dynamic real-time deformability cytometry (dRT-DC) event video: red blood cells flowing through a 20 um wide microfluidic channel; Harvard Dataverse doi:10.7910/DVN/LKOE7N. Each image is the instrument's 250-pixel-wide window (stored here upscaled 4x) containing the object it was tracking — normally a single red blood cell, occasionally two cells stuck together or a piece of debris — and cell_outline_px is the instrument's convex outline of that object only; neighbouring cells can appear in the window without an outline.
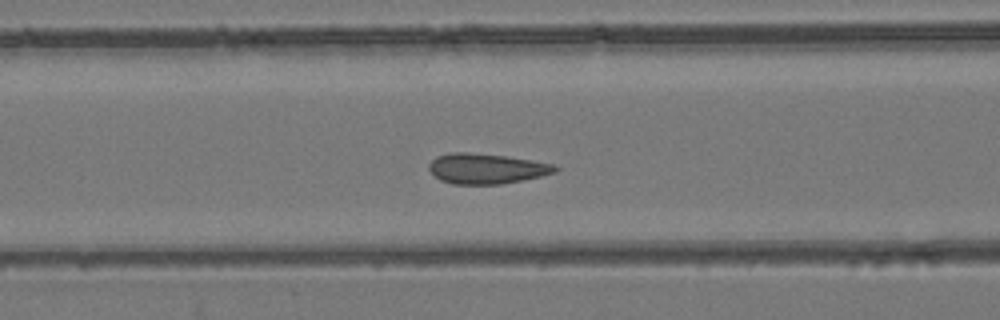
{"species": "common noctule bat (a hibernating species)", "species_latin": "Nyctalus noctula", "temperature_condition": "room temperature", "stored_images_in_passage": 51, "camera_frame_rate_fps": 3000, "um_per_image_px": 0.085, "animal": {"sex": "female", "body_mass_g": 24.6, "forearm_length_mm": 56.2}, "frame": {"image": 1, "passage_image": 19, "time_ms": 6.0, "image_size_px": [1000, 320], "cell_outline_px": [[560, 168], [556, 172], [540, 176], [500, 184], [452, 184], [440, 180], [428, 168], [428, 164], [436, 156], [448, 152], [468, 152], [504, 156], [532, 160], [552, 164]], "centroid_in_image_um": [41.31, 14.32], "position_along_channel_um": 125.3, "area_um2": 22.14}}
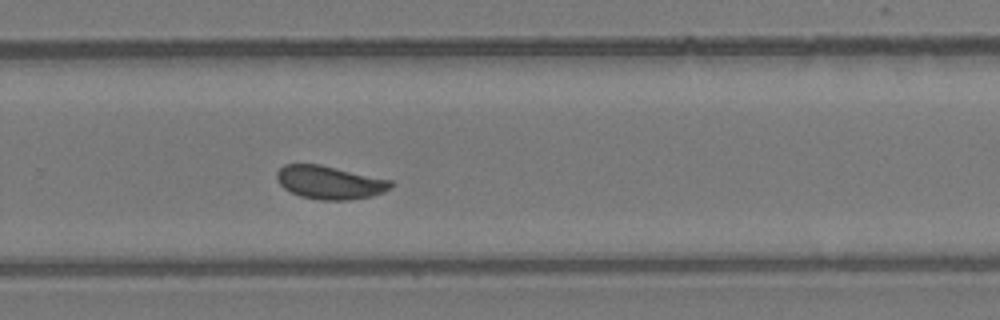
{"frame": {"image": 2, "passage_image": 33, "time_ms": 10.667, "image_size_px": [1000, 320], "cell_outline_px": [[396, 184], [392, 188], [384, 192], [372, 196], [348, 200], [320, 200], [300, 196], [284, 188], [280, 184], [276, 176], [276, 172], [284, 164], [320, 164], [392, 180]], "centroid_in_image_um": [28.06, 15.5], "position_along_channel_um": 301.7, "area_um2": 22.25}}
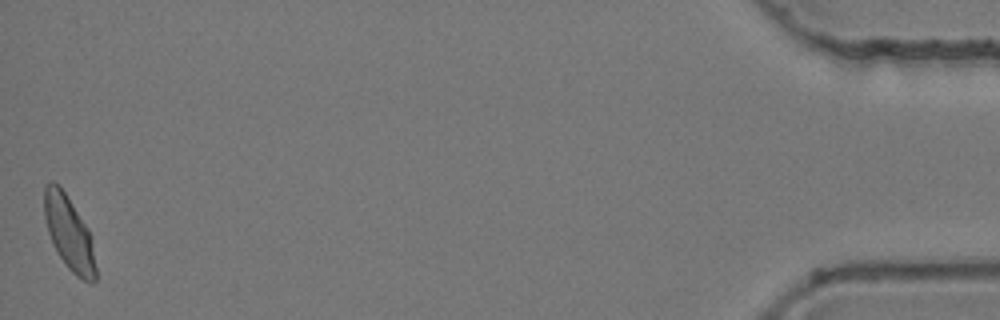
{"frame": {"image": 3, "passage_image": 51, "time_ms": 16.667, "image_size_px": [1000, 320], "cell_outline_px": [[96, 280], [92, 284], [76, 276], [68, 268], [52, 244], [48, 232], [44, 216], [44, 188], [52, 180], [60, 184], [88, 228], [92, 236], [96, 268]], "centroid_in_image_um": [5.88, 19.81], "position_along_channel_um": 429.3, "area_um2": 22.37}, "authors_computed_cell_mechanics": {"area_um2": 22.0796, "velocity_mm_per_s": 3.7966, "shape_relaxation_time_tau1_ms": 7.8401, "shape_relaxation_time_tau2_ms": null, "deformation_change_tau1": 0.1168, "deformation_change_tau2": null}}